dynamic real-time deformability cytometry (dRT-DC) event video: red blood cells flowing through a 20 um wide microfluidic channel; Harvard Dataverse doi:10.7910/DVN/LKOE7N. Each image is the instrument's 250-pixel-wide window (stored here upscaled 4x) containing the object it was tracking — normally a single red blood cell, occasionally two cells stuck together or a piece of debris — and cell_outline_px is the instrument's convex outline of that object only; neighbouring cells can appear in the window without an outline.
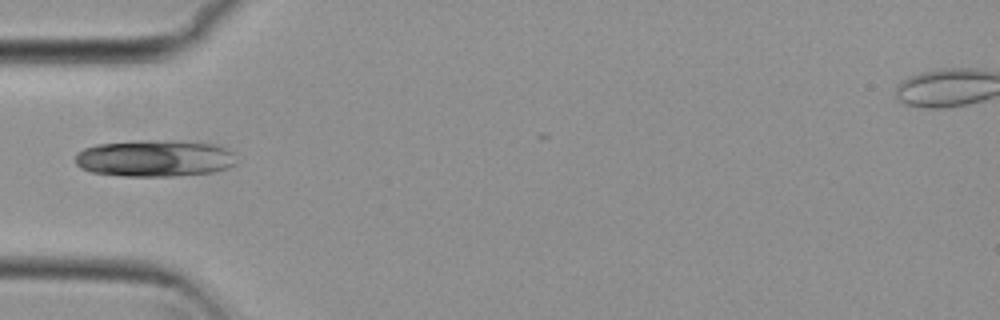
{"species": "common noctule bat (a hibernating species)", "species_latin": "Nyctalus noctula", "temperature_condition": "cold", "stored_images_in_passage": 28, "camera_frame_rate_fps": 3000, "um_per_image_px": 0.085, "animal": {"sex": "female", "body_mass_g": 29.2, "forearm_length_mm": 56.3}, "frame": {"image": 1, "passage_image": 1, "time_ms": 0.0, "image_size_px": [1000, 320], "cell_outline_px": [[236, 164], [228, 168], [212, 172], [172, 176], [124, 176], [92, 172], [80, 168], [76, 164], [76, 152], [84, 148], [96, 144], [136, 140], [164, 140], [216, 144], [232, 152]], "centroid_in_image_um": [13.11, 13.45], "position_along_channel_um": 71.9, "area_um2": 34.62}}
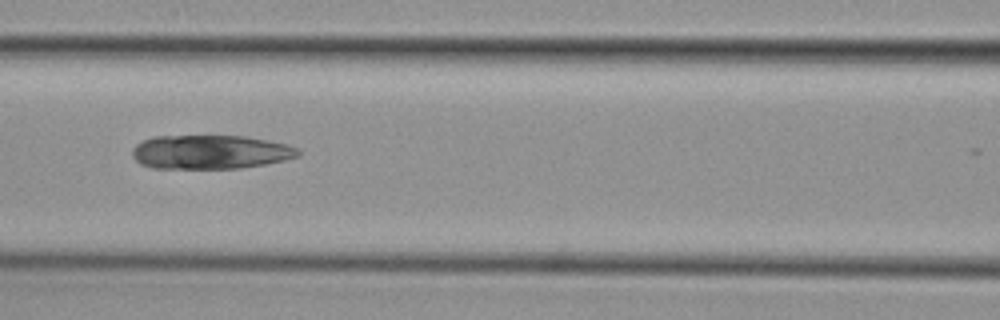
{"frame": {"image": 2, "passage_image": 7, "time_ms": 2.0, "image_size_px": [1000, 320], "cell_outline_px": [[300, 156], [284, 160], [264, 164], [240, 168], [152, 168], [140, 164], [132, 156], [132, 148], [136, 144], [152, 136], [244, 136], [268, 140], [288, 144], [300, 148]], "centroid_in_image_um": [17.89, 12.92], "position_along_channel_um": 148.7, "area_um2": 33.0}}
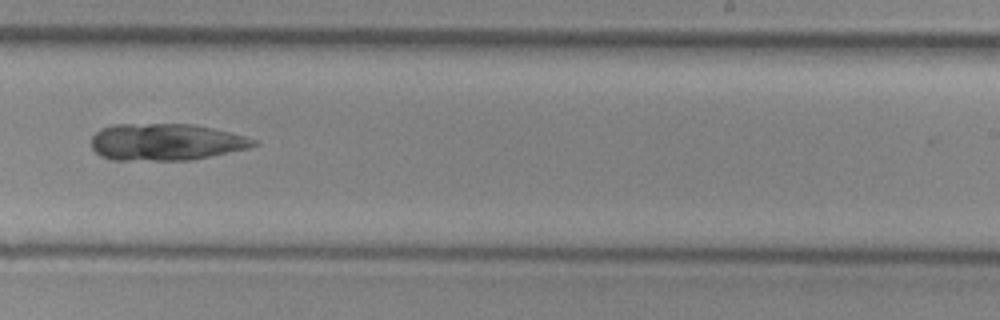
{"frame": {"image": 3, "passage_image": 17, "time_ms": 5.333, "image_size_px": [1000, 320], "cell_outline_px": [[260, 144], [248, 148], [212, 156], [192, 160], [112, 160], [100, 156], [92, 148], [92, 136], [100, 128], [112, 124], [192, 124], [212, 128], [248, 136], [256, 140]], "centroid_in_image_um": [14.1, 12.07], "position_along_channel_um": 274.9, "area_um2": 35.14}}